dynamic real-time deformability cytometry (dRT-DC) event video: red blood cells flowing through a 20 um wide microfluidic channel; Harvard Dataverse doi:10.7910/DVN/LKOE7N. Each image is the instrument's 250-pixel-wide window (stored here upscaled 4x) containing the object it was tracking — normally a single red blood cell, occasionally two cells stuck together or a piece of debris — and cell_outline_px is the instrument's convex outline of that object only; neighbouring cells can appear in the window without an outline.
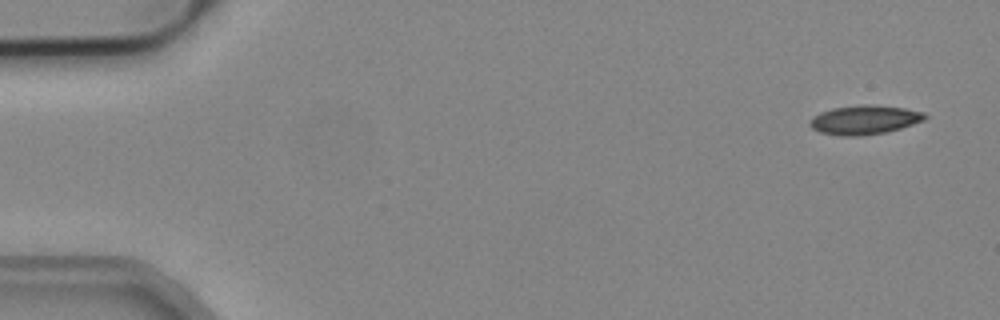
{"species": "common noctule bat (a hibernating species)", "species_latin": "Nyctalus noctula", "temperature_condition": "cold", "stored_images_in_passage": 5, "camera_frame_rate_fps": 3000, "um_per_image_px": 0.085, "animal": {"sex": "male", "body_mass_g": 19.2, "forearm_length_mm": 51.8}, "frame": {"image": 1, "passage_image": 1, "time_ms": 0.0, "image_size_px": [1000, 320], "cell_outline_px": [[928, 116], [924, 120], [888, 132], [864, 136], [840, 136], [820, 132], [812, 128], [808, 124], [820, 112], [832, 108], [868, 104], [872, 104], [904, 108], [924, 112]], "centroid_in_image_um": [73.5, 10.19], "position_along_channel_um": 11.5, "area_um2": 19.48}}